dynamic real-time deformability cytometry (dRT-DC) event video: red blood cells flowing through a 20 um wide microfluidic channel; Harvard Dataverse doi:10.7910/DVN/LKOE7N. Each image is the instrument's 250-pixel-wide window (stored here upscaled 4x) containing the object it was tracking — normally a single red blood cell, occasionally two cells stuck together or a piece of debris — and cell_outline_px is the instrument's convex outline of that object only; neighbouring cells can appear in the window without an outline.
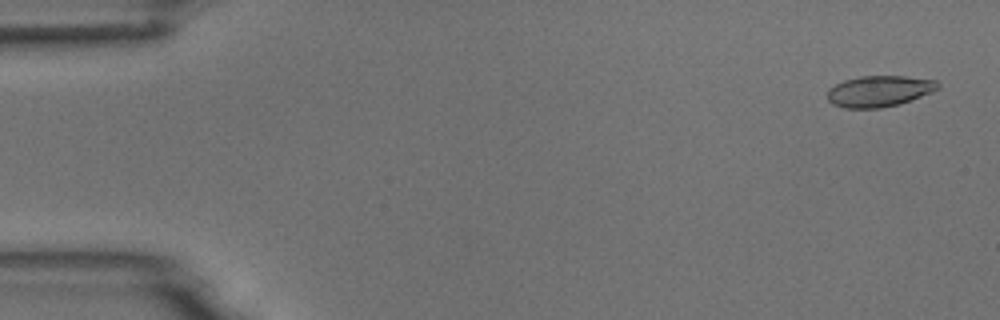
{"species": "common noctule bat (a hibernating species)", "species_latin": "Nyctalus noctula", "temperature_condition": "room temperature", "stored_images_in_passage": 55, "camera_frame_rate_fps": 3000, "um_per_image_px": 0.085, "animal": {"sex": "male", "body_mass_g": 18.8}, "frame": {"image": 1, "passage_image": 3, "time_ms": 0.667, "image_size_px": [1000, 320], "cell_outline_px": [[940, 88], [932, 92], [900, 104], [880, 108], [844, 108], [832, 104], [828, 100], [828, 88], [844, 80], [860, 76], [904, 76], [936, 80], [940, 84]], "centroid_in_image_um": [74.74, 7.75], "position_along_channel_um": 10.3, "area_um2": 20.11}}
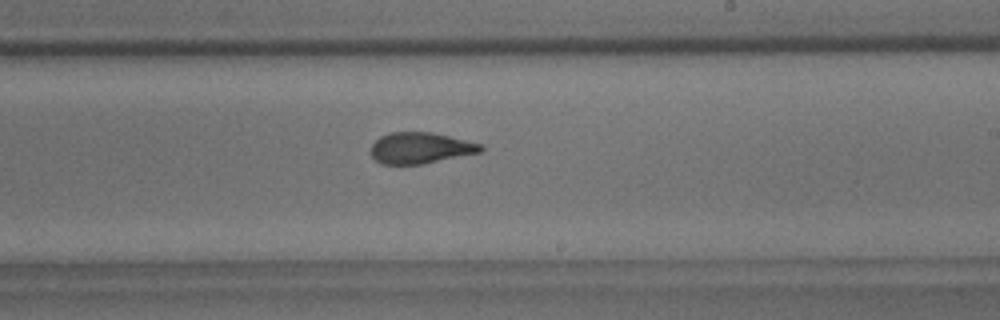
{"frame": {"image": 2, "passage_image": 33, "time_ms": 10.667, "image_size_px": [1000, 320], "cell_outline_px": [[484, 148], [480, 152], [420, 164], [380, 164], [372, 156], [372, 144], [380, 136], [388, 132], [432, 132], [484, 144]], "centroid_in_image_um": [35.74, 12.56], "position_along_channel_um": 253.3, "area_um2": 19.83}}
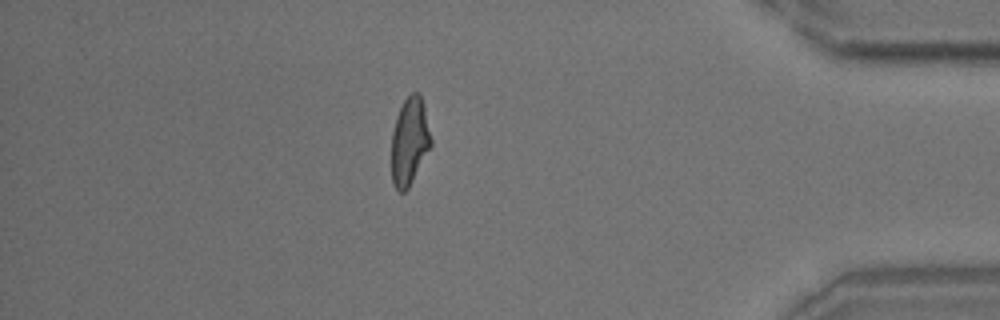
{"frame": {"image": 3, "passage_image": 48, "time_ms": 15.667, "image_size_px": [1000, 320], "cell_outline_px": [[432, 144], [408, 188], [404, 192], [400, 192], [396, 188], [392, 180], [392, 132], [396, 116], [404, 100], [412, 92], [420, 92], [432, 140]], "centroid_in_image_um": [34.81, 11.99], "position_along_channel_um": 400.4, "area_um2": 19.88}, "authors_computed_cell_mechanics": {"area_um2": 20.519, "velocity_mm_per_s": 3.7014, "shape_relaxation_time_tau1_ms": 5.0387, "shape_relaxation_time_tau2_ms": 1.5084, "deformation_change_tau1": 0.1691, "deformation_change_tau2": 0.0783}}